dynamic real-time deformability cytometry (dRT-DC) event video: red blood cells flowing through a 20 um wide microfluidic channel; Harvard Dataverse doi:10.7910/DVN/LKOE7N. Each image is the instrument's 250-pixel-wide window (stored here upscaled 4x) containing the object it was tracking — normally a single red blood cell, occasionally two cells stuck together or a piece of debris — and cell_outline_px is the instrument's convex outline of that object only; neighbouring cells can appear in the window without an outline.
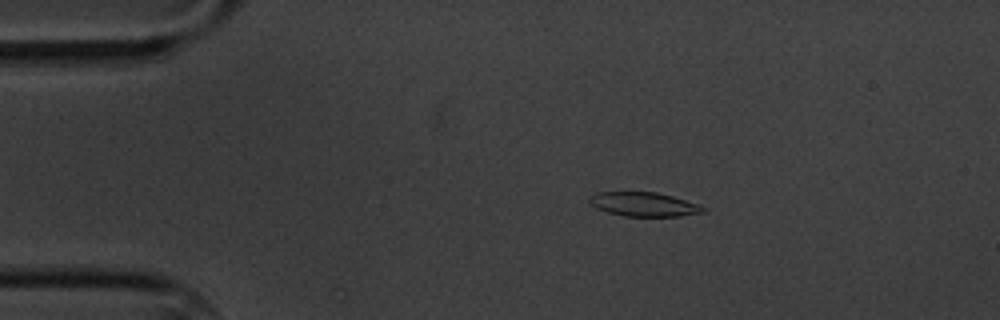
{"species": "common noctule bat (a hibernating species)", "species_latin": "Nyctalus noctula", "temperature_condition": "cold", "stored_images_in_passage": 7, "camera_frame_rate_fps": 3000, "um_per_image_px": 0.085, "animal": {"sex": "male", "body_mass_g": 20.1, "forearm_length_mm": 53.5}, "frame": {"image": 1, "passage_image": 4, "time_ms": 3.333, "image_size_px": [1000, 320], "cell_outline_px": [[708, 212], [680, 216], [624, 216], [608, 212], [596, 208], [588, 204], [588, 196], [596, 192], [656, 192], [672, 196], [708, 208]], "centroid_in_image_um": [54.7, 17.37], "position_along_channel_um": 30.3, "area_um2": 16.13}}
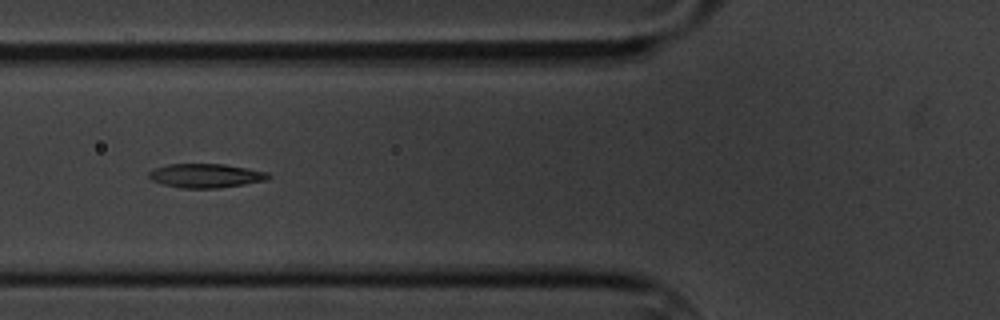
{"frame": {"image": 2, "passage_image": 7, "time_ms": 7.0, "image_size_px": [1000, 320], "cell_outline_px": [[272, 176], [268, 180], [244, 184], [216, 188], [180, 188], [164, 184], [152, 180], [148, 176], [148, 172], [156, 168], [168, 164], [224, 164], [248, 168], [268, 172]], "centroid_in_image_um": [17.53, 14.93], "position_along_channel_um": 108.3, "area_um2": 16.7}}